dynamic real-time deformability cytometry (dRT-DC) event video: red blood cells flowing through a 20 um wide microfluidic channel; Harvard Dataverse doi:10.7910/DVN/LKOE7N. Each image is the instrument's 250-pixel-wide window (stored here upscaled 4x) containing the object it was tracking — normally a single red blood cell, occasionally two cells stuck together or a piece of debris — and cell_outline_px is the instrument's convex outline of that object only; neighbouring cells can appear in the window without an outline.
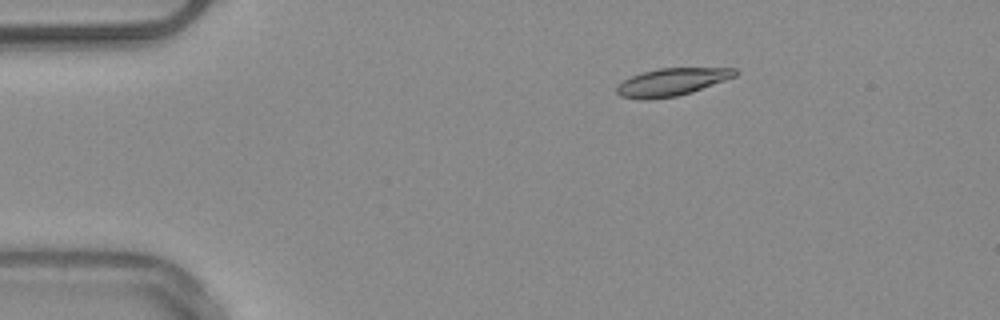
{"species": "common noctule bat (a hibernating species)", "species_latin": "Nyctalus noctula", "temperature_condition": "warm", "stored_images_in_passage": 6, "camera_frame_rate_fps": 3000, "um_per_image_px": 0.085, "animal": {"sex": "male", "body_mass_g": 20.4}, "frame": {"image": 1, "passage_image": 3, "time_ms": 2.333, "image_size_px": [1000, 320], "cell_outline_px": [[740, 72], [736, 76], [692, 92], [676, 96], [648, 100], [644, 100], [620, 96], [616, 92], [616, 88], [624, 80], [632, 76], [644, 72], [660, 68], [736, 68]], "centroid_in_image_um": [57.13, 6.97], "position_along_channel_um": 27.9, "area_um2": 18.9}}
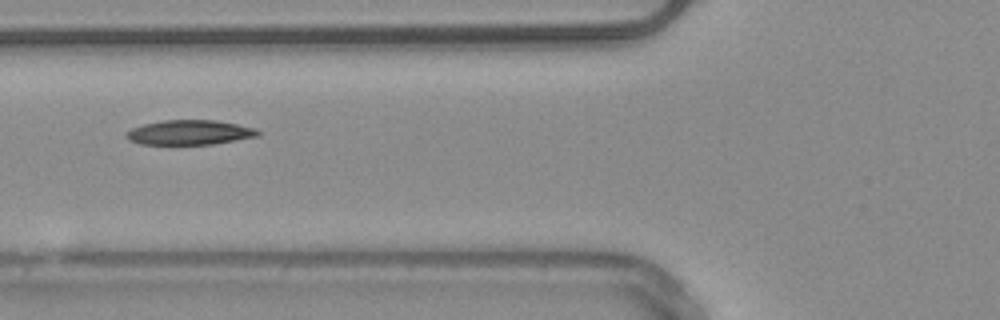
{"frame": {"image": 2, "passage_image": 6, "time_ms": 6.0, "image_size_px": [1000, 320], "cell_outline_px": [[260, 136], [212, 144], [140, 144], [128, 140], [124, 136], [124, 132], [132, 128], [144, 124], [164, 120], [216, 120], [256, 128], [260, 132]], "centroid_in_image_um": [16.09, 11.26], "position_along_channel_um": 109.7, "area_um2": 19.02}}